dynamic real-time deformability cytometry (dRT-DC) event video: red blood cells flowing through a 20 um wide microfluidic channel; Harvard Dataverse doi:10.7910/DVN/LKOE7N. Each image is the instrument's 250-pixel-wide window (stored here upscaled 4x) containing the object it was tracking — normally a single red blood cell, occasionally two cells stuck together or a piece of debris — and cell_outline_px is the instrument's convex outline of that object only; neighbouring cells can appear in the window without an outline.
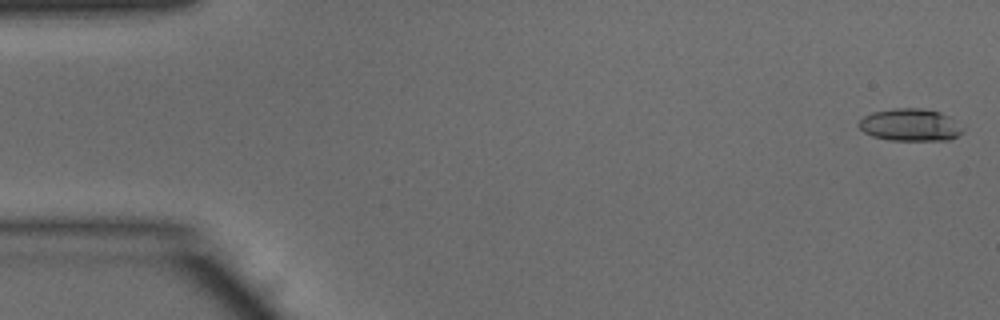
{"species": "common noctule bat (a hibernating species)", "species_latin": "Nyctalus noctula", "temperature_condition": "warm", "stored_images_in_passage": 15, "camera_frame_rate_fps": 3000, "um_per_image_px": 0.085, "animal": {"sex": "male", "body_mass_g": 15.6}, "frame": {"image": 1, "passage_image": 1, "time_ms": 0.0, "image_size_px": [1000, 320], "cell_outline_px": [[964, 132], [948, 140], [888, 140], [872, 136], [864, 132], [856, 124], [864, 116], [872, 112], [892, 108], [920, 108], [940, 112], [948, 116], [964, 128]], "centroid_in_image_um": [77.34, 10.61], "position_along_channel_um": 7.7, "area_um2": 19.65}}
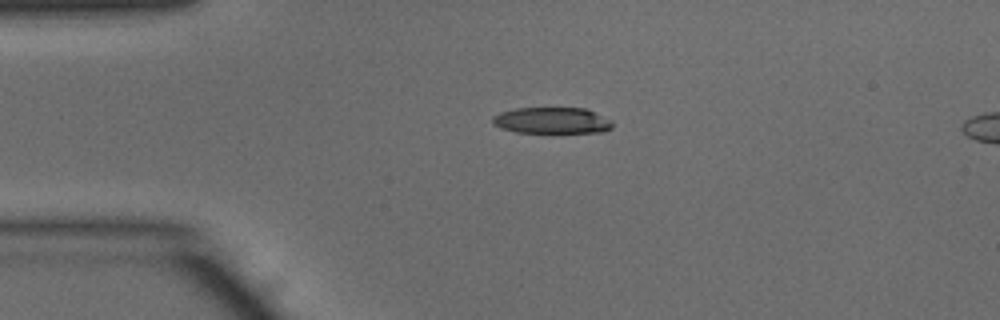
{"frame": {"image": 2, "passage_image": 11, "time_ms": 3.333, "image_size_px": [1000, 320], "cell_outline_px": [[612, 128], [604, 132], [516, 132], [492, 124], [492, 116], [500, 112], [516, 108], [584, 108], [612, 120]], "centroid_in_image_um": [46.91, 10.24], "position_along_channel_um": 38.1, "area_um2": 18.21}}